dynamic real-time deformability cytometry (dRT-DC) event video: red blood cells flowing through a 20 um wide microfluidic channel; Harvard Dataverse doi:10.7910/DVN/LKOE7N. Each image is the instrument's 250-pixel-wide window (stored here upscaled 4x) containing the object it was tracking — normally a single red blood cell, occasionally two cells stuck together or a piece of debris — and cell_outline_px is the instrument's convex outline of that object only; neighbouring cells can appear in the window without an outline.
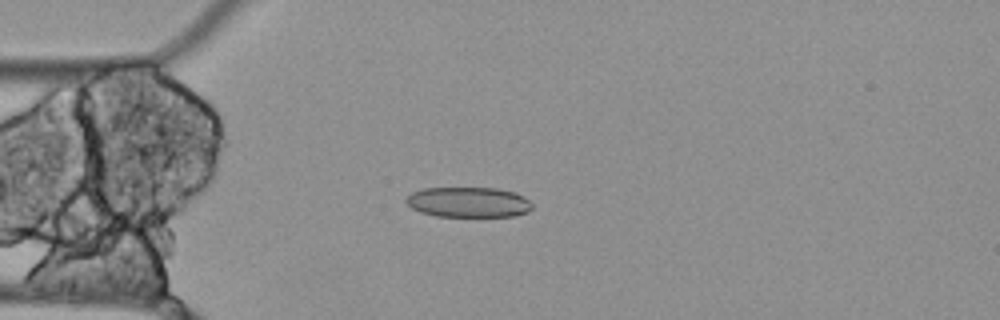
{"species": "Egyptian fruit bat (a non-hibernating species)", "species_latin": "Rousettus aegyptiacus", "temperature_condition": "cold", "stored_images_in_passage": 5, "camera_frame_rate_fps": 3000, "um_per_image_px": 0.085, "animal": {"sex": "female"}, "frame": {"image": 1, "passage_image": 5, "time_ms": 1.333, "image_size_px": [1000, 320], "cell_outline_px": [[532, 208], [528, 212], [516, 216], [436, 216], [420, 212], [412, 208], [404, 200], [412, 192], [424, 188], [500, 188], [516, 192], [524, 196], [532, 204]], "centroid_in_image_um": [39.84, 17.18], "position_along_channel_um": 45.2, "area_um2": 22.37}}